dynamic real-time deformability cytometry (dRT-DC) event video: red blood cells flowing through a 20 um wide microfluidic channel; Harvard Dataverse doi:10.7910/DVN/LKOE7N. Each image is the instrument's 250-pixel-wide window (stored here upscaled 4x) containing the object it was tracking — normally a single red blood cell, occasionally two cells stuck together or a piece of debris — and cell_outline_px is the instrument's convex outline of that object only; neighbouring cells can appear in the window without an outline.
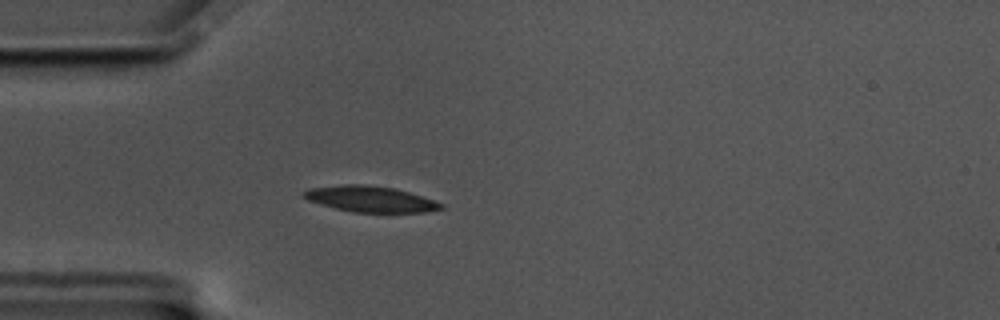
{"species": "common noctule bat (a hibernating species)", "species_latin": "Nyctalus noctula", "temperature_condition": "cold", "stored_images_in_passage": 60, "camera_frame_rate_fps": 3000, "um_per_image_px": 0.085, "animal": {"sex": "male", "body_mass_g": 17.5, "forearm_length_mm": 52.3}, "frame": {"image": 1, "passage_image": 17, "time_ms": 5.333, "image_size_px": [1000, 320], "cell_outline_px": [[444, 208], [428, 212], [352, 212], [320, 204], [308, 200], [300, 196], [300, 192], [308, 188], [344, 184], [364, 184], [396, 188], [444, 204]], "centroid_in_image_um": [31.42, 16.91], "position_along_channel_um": 53.6, "area_um2": 20.81}}
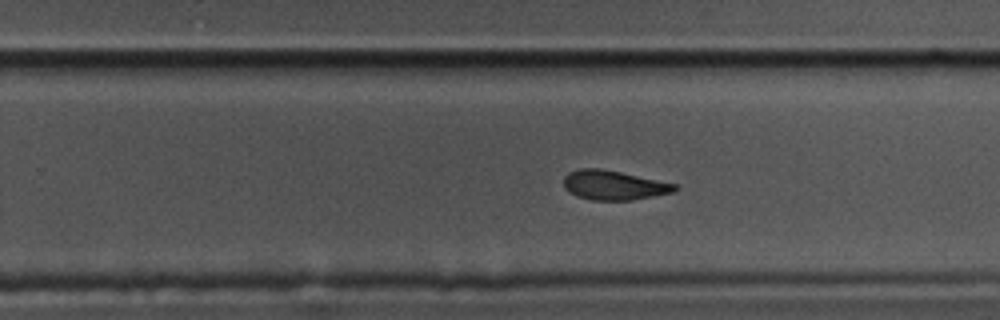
{"frame": {"image": 2, "passage_image": 38, "time_ms": 12.333, "image_size_px": [1000, 320], "cell_outline_px": [[680, 188], [672, 192], [632, 200], [592, 200], [576, 196], [568, 192], [564, 188], [564, 176], [568, 172], [580, 168], [600, 168], [680, 184]], "centroid_in_image_um": [52.18, 15.73], "position_along_channel_um": 277.6, "area_um2": 19.25}}
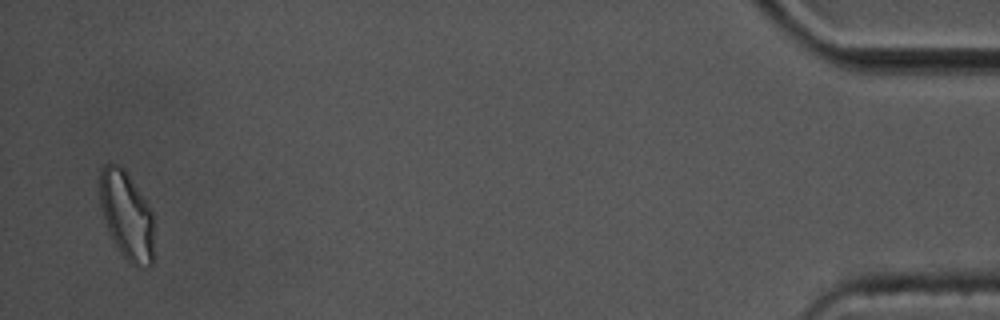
{"frame": {"image": 3, "passage_image": 59, "time_ms": 19.333, "image_size_px": [1000, 320], "cell_outline_px": [[152, 264], [148, 268], [136, 268], [120, 252], [108, 232], [104, 220], [100, 204], [100, 168], [104, 164], [116, 164], [124, 168], [152, 208]], "centroid_in_image_um": [10.76, 18.3], "position_along_channel_um": 424.4, "area_um2": 27.98}, "authors_computed_cell_mechanics": {"area_um2": 20.4901, "velocity_mm_per_s": 3.3125, "shape_relaxation_time_tau1_ms": 7.203, "shape_relaxation_time_tau2_ms": 4.1021, "deformation_change_tau1": 0.1531, "deformation_change_tau2": 0.1036}}